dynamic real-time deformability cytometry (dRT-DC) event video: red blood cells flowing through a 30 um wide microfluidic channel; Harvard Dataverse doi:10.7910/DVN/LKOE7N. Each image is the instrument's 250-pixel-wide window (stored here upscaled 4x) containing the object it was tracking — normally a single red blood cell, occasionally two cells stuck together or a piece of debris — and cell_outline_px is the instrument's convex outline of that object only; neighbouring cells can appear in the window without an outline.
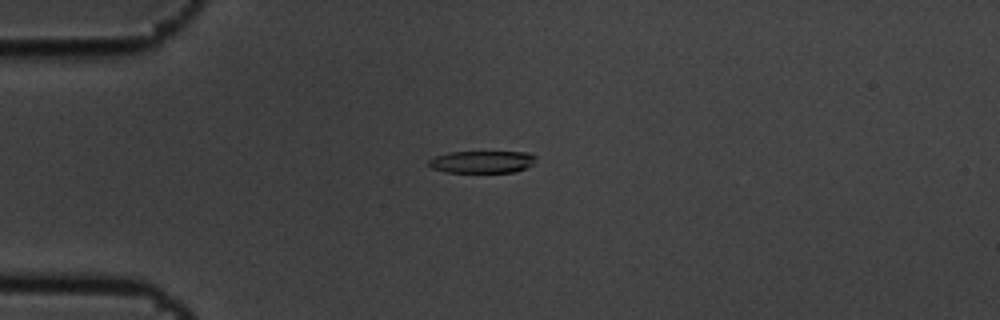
{"species": "common noctule bat (a hibernating species)", "species_latin": "Nyctalus noctula", "temperature_condition": "cold", "stored_images_in_passage": 8, "camera_frame_rate_fps": 3000, "um_per_image_px": 0.085, "animal": {"sex": "male", "body_mass_g": 19.5, "forearm_length_mm": 54.6}, "frame": {"image": 1, "passage_image": 4, "time_ms": 1.0, "image_size_px": [1000, 320], "cell_outline_px": [[536, 156], [532, 164], [524, 168], [512, 172], [444, 172], [432, 168], [428, 164], [428, 160], [436, 156], [448, 152], [528, 152]], "centroid_in_image_um": [40.94, 13.75], "position_along_channel_um": 44.1, "area_um2": 13.76}}
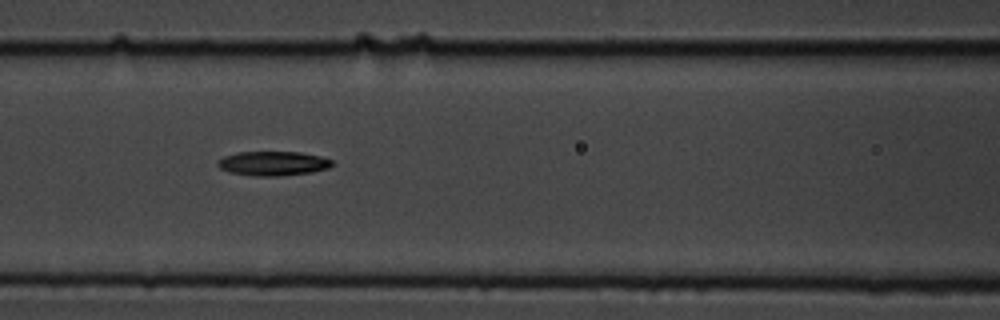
{"frame": {"image": 2, "passage_image": 7, "time_ms": 2.0, "image_size_px": [1000, 320], "cell_outline_px": [[332, 164], [328, 168], [312, 172], [280, 176], [256, 176], [228, 172], [220, 168], [216, 164], [216, 160], [224, 156], [236, 152], [300, 152], [320, 156], [332, 160]], "centroid_in_image_um": [23.16, 13.89], "position_along_channel_um": 143.4, "area_um2": 16.3}}
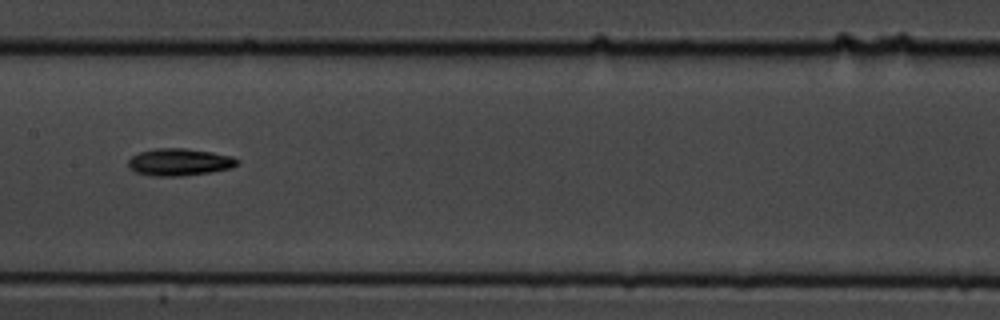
{"frame": {"image": 3, "passage_image": 8, "time_ms": 2.333, "image_size_px": [1000, 320], "cell_outline_px": [[240, 164], [232, 168], [208, 172], [180, 176], [152, 176], [136, 172], [128, 168], [128, 160], [132, 156], [140, 152], [156, 148], [184, 148], [212, 152], [232, 156], [240, 160]], "centroid_in_image_um": [15.26, 13.77], "position_along_channel_um": 192.1, "area_um2": 17.34}}